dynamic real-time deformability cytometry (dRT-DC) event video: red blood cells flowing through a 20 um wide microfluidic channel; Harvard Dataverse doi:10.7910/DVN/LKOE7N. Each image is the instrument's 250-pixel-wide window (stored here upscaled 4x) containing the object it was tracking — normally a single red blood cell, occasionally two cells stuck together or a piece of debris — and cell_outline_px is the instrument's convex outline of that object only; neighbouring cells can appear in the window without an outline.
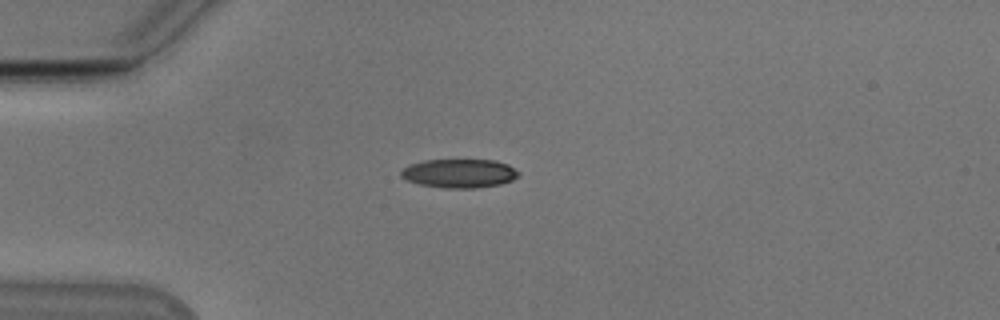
{"species": "Egyptian fruit bat (a non-hibernating species)", "species_latin": "Rousettus aegyptiacus", "temperature_condition": "cold", "stored_images_in_passage": 33, "camera_frame_rate_fps": 3000, "um_per_image_px": 0.085, "animal": {"sex": "male"}, "frame": {"image": 1, "passage_image": 1, "time_ms": 0.0, "image_size_px": [1000, 320], "cell_outline_px": [[520, 176], [512, 180], [500, 184], [472, 188], [448, 188], [420, 184], [408, 180], [400, 176], [400, 172], [408, 164], [424, 160], [496, 160], [508, 164], [520, 172]], "centroid_in_image_um": [39.06, 14.72], "position_along_channel_um": 45.9, "area_um2": 19.71}}
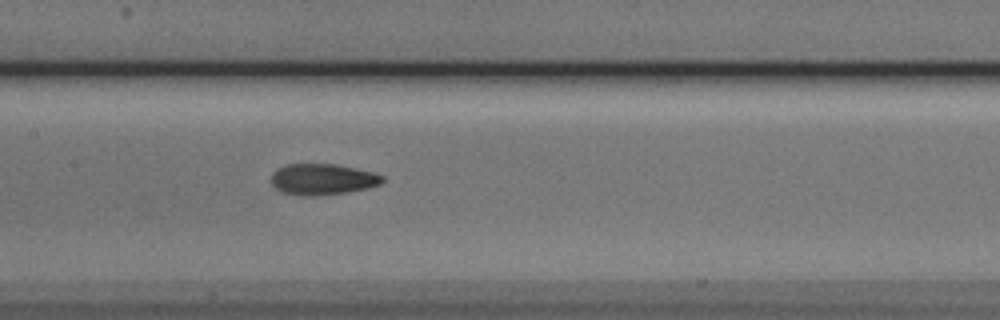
{"frame": {"image": 2, "passage_image": 13, "time_ms": 4.0, "image_size_px": [1000, 320], "cell_outline_px": [[384, 180], [380, 184], [368, 188], [348, 192], [316, 196], [300, 196], [280, 192], [272, 184], [272, 172], [288, 164], [336, 164], [372, 172], [384, 176]], "centroid_in_image_um": [27.41, 15.25], "position_along_channel_um": 180.0, "area_um2": 20.17}}
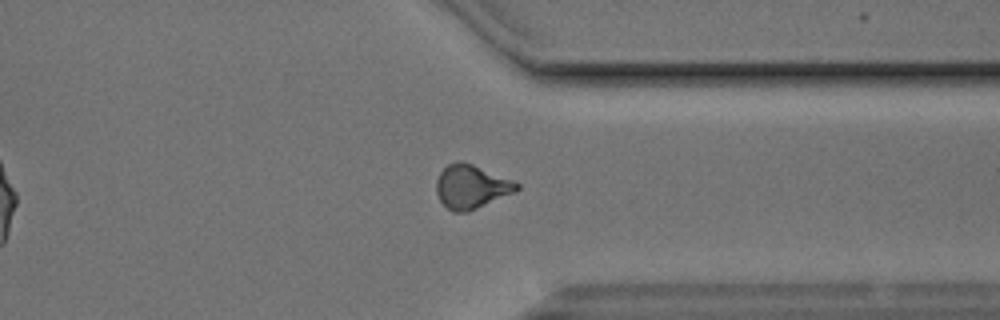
{"frame": {"image": 3, "passage_image": 28, "time_ms": 9.0, "image_size_px": [1000, 320], "cell_outline_px": [[520, 188], [516, 192], [468, 212], [452, 212], [440, 200], [436, 192], [436, 180], [440, 172], [448, 164], [472, 164], [520, 184]], "centroid_in_image_um": [40.06, 15.92], "position_along_channel_um": 371.3, "area_um2": 20.0}, "authors_computed_cell_mechanics": {"area_um2": 19.8832, "velocity_mm_per_s": 3.8601, "shape_relaxation_time_tau1_ms": 4.7627, "shape_relaxation_time_tau2_ms": 2.9153, "deformation_change_tau1": 0.1544, "deformation_change_tau2": 0.0987}}